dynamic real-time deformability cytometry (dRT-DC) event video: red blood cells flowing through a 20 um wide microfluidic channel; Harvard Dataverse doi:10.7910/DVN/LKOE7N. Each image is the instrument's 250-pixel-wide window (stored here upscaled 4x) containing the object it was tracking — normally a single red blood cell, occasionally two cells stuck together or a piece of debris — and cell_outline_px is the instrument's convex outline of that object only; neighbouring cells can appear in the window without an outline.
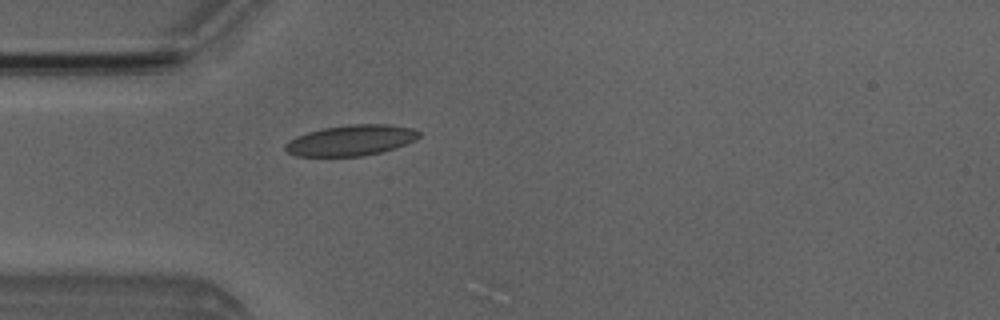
{"species": "Egyptian fruit bat (a non-hibernating species)", "species_latin": "Rousettus aegyptiacus", "temperature_condition": "room temperature", "stored_images_in_passage": 2, "camera_frame_rate_fps": 3000, "um_per_image_px": 0.085, "animal": {"sex": "male"}, "frame": {"image": 1, "passage_image": 2, "time_ms": 1.333, "image_size_px": [1000, 320], "cell_outline_px": [[420, 136], [416, 140], [396, 148], [364, 156], [296, 156], [288, 152], [284, 148], [284, 144], [288, 140], [296, 136], [308, 132], [324, 128], [348, 124], [388, 124], [412, 128], [420, 132]], "centroid_in_image_um": [29.84, 11.93], "position_along_channel_um": 55.2, "area_um2": 24.04}}